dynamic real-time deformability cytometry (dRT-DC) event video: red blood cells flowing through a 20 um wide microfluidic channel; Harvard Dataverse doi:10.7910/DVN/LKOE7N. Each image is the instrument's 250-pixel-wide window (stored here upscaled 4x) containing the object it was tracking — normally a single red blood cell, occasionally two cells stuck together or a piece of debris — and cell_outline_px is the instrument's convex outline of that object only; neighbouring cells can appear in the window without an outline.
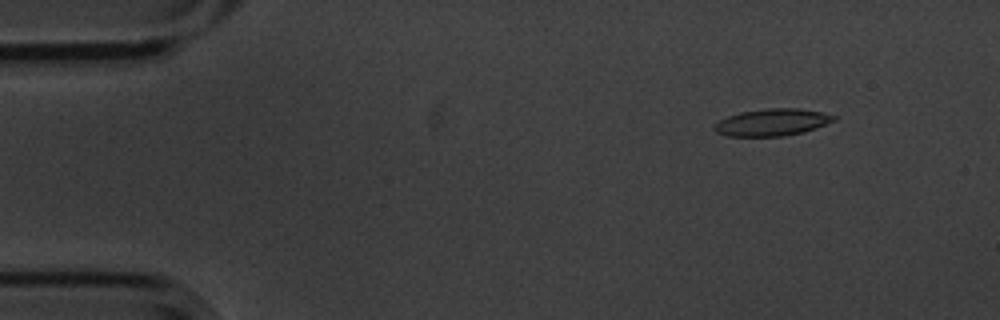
{"species": "common noctule bat (a hibernating species)", "species_latin": "Nyctalus noctula", "temperature_condition": "cold", "stored_images_in_passage": 4, "camera_frame_rate_fps": 3000, "um_per_image_px": 0.085, "animal": {"sex": "male", "body_mass_g": 20.1, "forearm_length_mm": 53.5}, "frame": {"image": 1, "passage_image": 1, "time_ms": 0.0, "image_size_px": [1000, 320], "cell_outline_px": [[836, 120], [816, 128], [804, 132], [784, 136], [728, 136], [716, 132], [712, 128], [720, 120], [728, 116], [740, 112], [764, 108], [800, 108], [824, 112], [836, 116]], "centroid_in_image_um": [65.66, 10.39], "position_along_channel_um": 19.3, "area_um2": 18.96}}
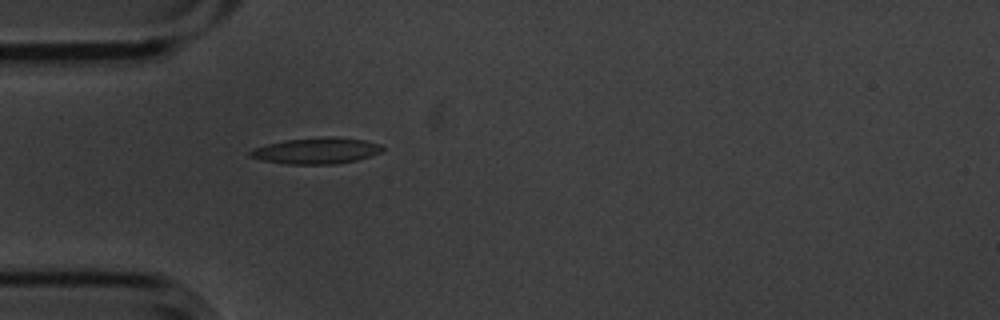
{"frame": {"image": 2, "passage_image": 4, "time_ms": 1.0, "image_size_px": [1000, 320], "cell_outline_px": [[384, 148], [380, 152], [356, 160], [336, 164], [288, 164], [260, 160], [248, 156], [248, 152], [252, 148], [284, 140], [328, 136], [332, 136], [364, 140], [380, 144]], "centroid_in_image_um": [26.84, 12.81], "position_along_channel_um": 58.2, "area_um2": 20.17}}